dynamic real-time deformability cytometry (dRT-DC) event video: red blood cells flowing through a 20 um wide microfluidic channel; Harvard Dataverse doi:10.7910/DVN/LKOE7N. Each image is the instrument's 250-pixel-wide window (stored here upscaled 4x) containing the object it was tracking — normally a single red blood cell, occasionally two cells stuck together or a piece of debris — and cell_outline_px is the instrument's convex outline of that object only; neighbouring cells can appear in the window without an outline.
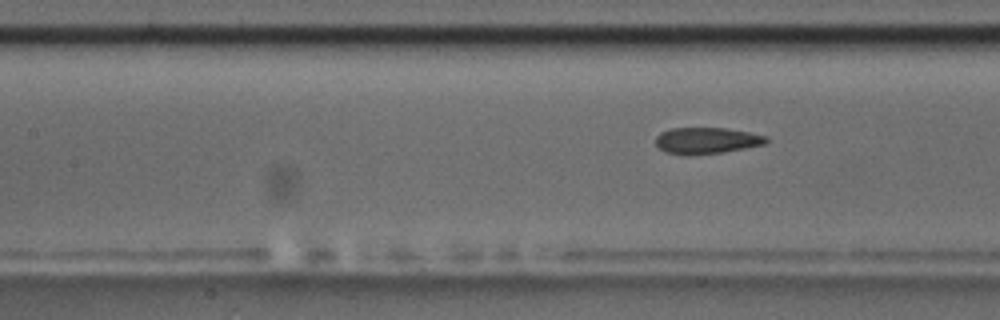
{"species": "common noctule bat (a hibernating species)", "species_latin": "Nyctalus noctula", "temperature_condition": "room temperature", "stored_images_in_passage": 9, "segment_of_instrument_passage": [2, 2], "camera_frame_rate_fps": 3000, "um_per_image_px": 0.085, "animal": {"sex": "male", "body_mass_g": 17.5, "forearm_length_mm": 52.3}, "frame": {"image": 1, "passage_image": 9, "time_ms": 9.333, "image_size_px": [1000, 320], "cell_outline_px": [[768, 140], [764, 144], [724, 152], [688, 156], [684, 156], [664, 152], [656, 144], [656, 136], [660, 132], [672, 128], [724, 128], [748, 132], [768, 136]], "centroid_in_image_um": [60.02, 11.96], "position_along_channel_um": 147.4, "area_um2": 17.11}}